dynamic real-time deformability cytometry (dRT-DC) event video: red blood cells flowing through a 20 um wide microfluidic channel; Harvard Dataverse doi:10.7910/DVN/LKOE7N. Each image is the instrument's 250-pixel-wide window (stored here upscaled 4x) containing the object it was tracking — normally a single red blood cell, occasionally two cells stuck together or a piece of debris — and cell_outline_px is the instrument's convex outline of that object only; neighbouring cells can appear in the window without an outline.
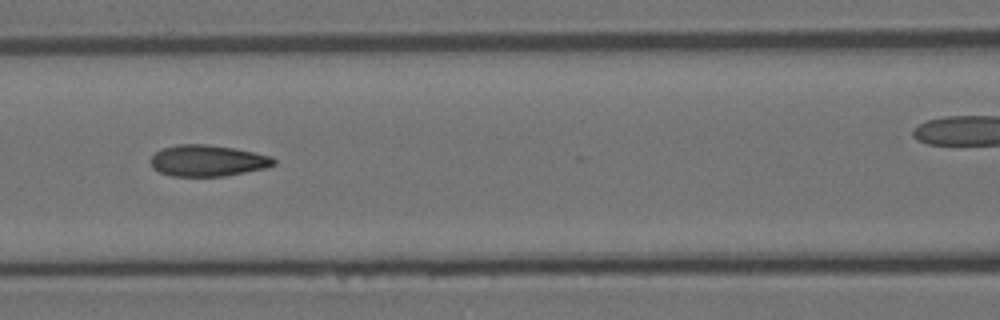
{"species": "Egyptian fruit bat (a non-hibernating species)", "species_latin": "Rousettus aegyptiacus", "temperature_condition": "room temperature", "stored_images_in_passage": 7, "camera_frame_rate_fps": 3000, "um_per_image_px": 0.085, "animal": {"sex": "female"}, "frame": {"image": 1, "passage_image": 4, "time_ms": 1.0, "image_size_px": [1000, 320], "cell_outline_px": [[276, 164], [268, 168], [224, 176], [172, 176], [160, 172], [152, 168], [148, 160], [156, 152], [164, 148], [176, 144], [204, 144], [232, 148], [272, 156], [276, 160]], "centroid_in_image_um": [17.64, 13.66], "position_along_channel_um": 149.0, "area_um2": 22.54}}
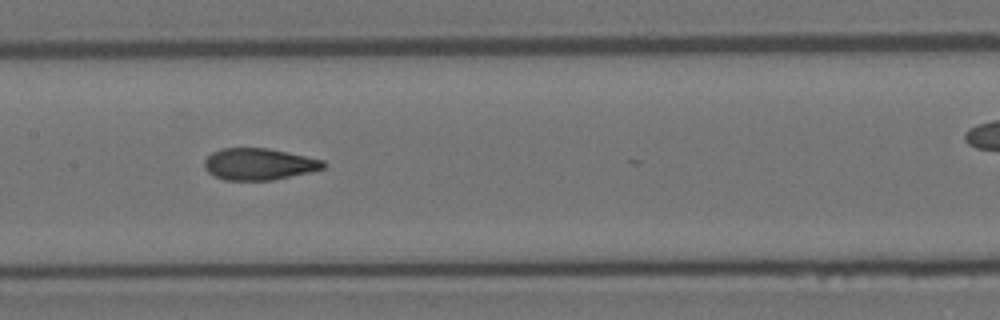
{"frame": {"image": 2, "passage_image": 5, "time_ms": 1.333, "image_size_px": [1000, 320], "cell_outline_px": [[324, 168], [308, 172], [272, 180], [224, 180], [208, 172], [204, 168], [204, 160], [212, 152], [220, 148], [268, 148], [324, 160]], "centroid_in_image_um": [21.96, 13.94], "position_along_channel_um": 185.4, "area_um2": 21.79}}